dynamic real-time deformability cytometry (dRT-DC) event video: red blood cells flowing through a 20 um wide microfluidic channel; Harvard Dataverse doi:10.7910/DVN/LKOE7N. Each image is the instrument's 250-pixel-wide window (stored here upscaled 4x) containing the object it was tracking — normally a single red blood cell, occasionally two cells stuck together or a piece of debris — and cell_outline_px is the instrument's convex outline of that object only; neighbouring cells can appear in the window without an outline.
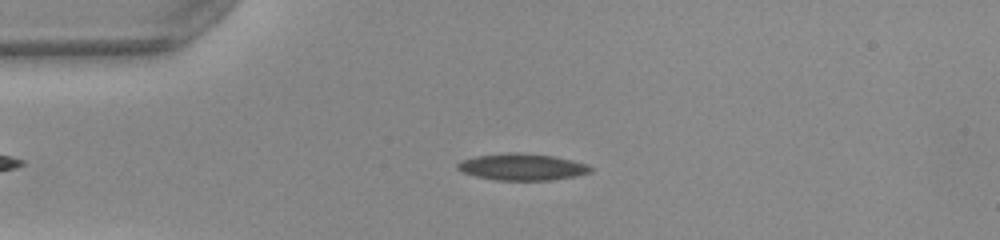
{"species": "common noctule bat (a hibernating species)", "species_latin": "Nyctalus noctula", "temperature_condition": "warm", "stored_images_in_passage": 50, "camera_frame_rate_fps": 3000, "um_per_image_px": 0.085, "animal": {"sex": "female", "body_mass_g": 22.0, "forearm_length_mm": 56.7}, "frame": {"image": 1, "passage_image": 11, "time_ms": 3.333, "image_size_px": [1000, 240], "cell_outline_px": [[592, 172], [576, 176], [552, 180], [496, 180], [476, 176], [464, 172], [456, 168], [456, 164], [460, 160], [476, 156], [504, 152], [520, 152], [552, 156], [572, 160], [588, 164], [592, 168]], "centroid_in_image_um": [44.38, 14.18], "position_along_channel_um": 40.6, "area_um2": 20.81}}
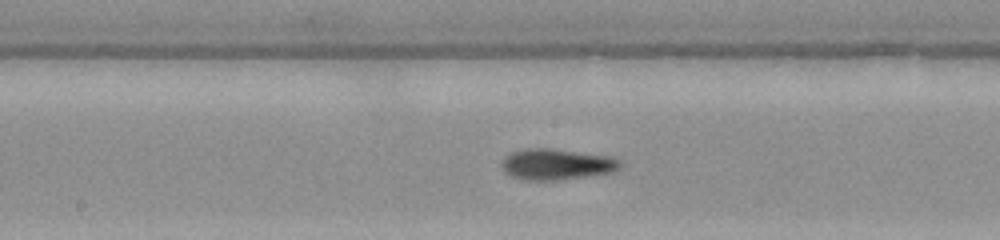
{"frame": {"image": 2, "passage_image": 25, "time_ms": 8.0, "image_size_px": [1000, 240], "cell_outline_px": [[620, 168], [616, 172], [592, 176], [560, 180], [528, 180], [512, 176], [504, 172], [500, 164], [504, 156], [512, 152], [524, 148], [552, 148], [612, 156], [620, 160]], "centroid_in_image_um": [47.34, 13.96], "position_along_channel_um": 200.9, "area_um2": 21.85}}
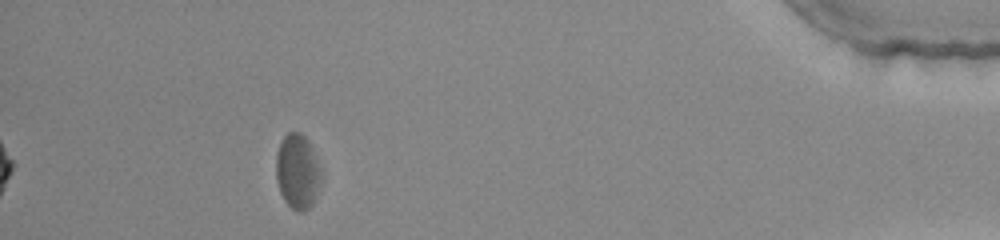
{"frame": {"image": 3, "passage_image": 45, "time_ms": 14.667, "image_size_px": [1000, 240], "cell_outline_px": [[324, 180], [312, 204], [304, 212], [300, 212], [292, 208], [284, 200], [280, 192], [276, 180], [276, 152], [280, 140], [288, 132], [300, 132], [308, 140], [320, 168]], "centroid_in_image_um": [25.3, 14.58], "position_along_channel_um": 409.9, "area_um2": 20.0}, "authors_computed_cell_mechanics": {"area_um2": 20.5479, "velocity_mm_per_s": 4.0032, "shape_relaxation_time_tau1_ms": 2.4603, "shape_relaxation_time_tau2_ms": 5.3899, "deformation_change_tau1": 0.1177, "deformation_change_tau2": 0.1544}}